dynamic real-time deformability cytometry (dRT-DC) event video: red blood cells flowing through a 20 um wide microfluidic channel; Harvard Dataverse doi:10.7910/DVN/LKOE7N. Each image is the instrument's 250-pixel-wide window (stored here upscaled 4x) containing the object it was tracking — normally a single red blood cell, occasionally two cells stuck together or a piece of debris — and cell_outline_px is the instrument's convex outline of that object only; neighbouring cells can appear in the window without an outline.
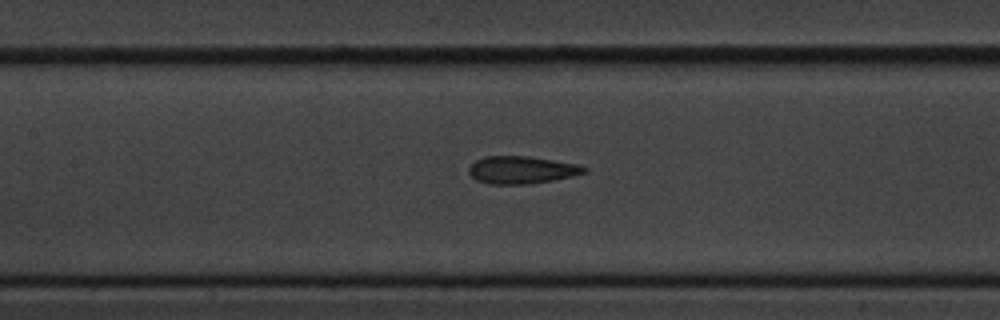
{"species": "common noctule bat (a hibernating species)", "species_latin": "Nyctalus noctula", "temperature_condition": "cold", "stored_images_in_passage": 8, "camera_frame_rate_fps": 3000, "um_per_image_px": 0.085, "animal": {"sex": "male", "body_mass_g": 20.1, "forearm_length_mm": 53.5}, "frame": {"image": 1, "passage_image": 7, "time_ms": 8.0, "image_size_px": [1000, 320], "cell_outline_px": [[588, 172], [572, 176], [552, 180], [528, 184], [488, 184], [476, 180], [468, 172], [468, 168], [476, 160], [484, 156], [528, 156], [576, 164], [588, 168]], "centroid_in_image_um": [44.32, 14.44], "position_along_channel_um": 163.1, "area_um2": 18.44}}